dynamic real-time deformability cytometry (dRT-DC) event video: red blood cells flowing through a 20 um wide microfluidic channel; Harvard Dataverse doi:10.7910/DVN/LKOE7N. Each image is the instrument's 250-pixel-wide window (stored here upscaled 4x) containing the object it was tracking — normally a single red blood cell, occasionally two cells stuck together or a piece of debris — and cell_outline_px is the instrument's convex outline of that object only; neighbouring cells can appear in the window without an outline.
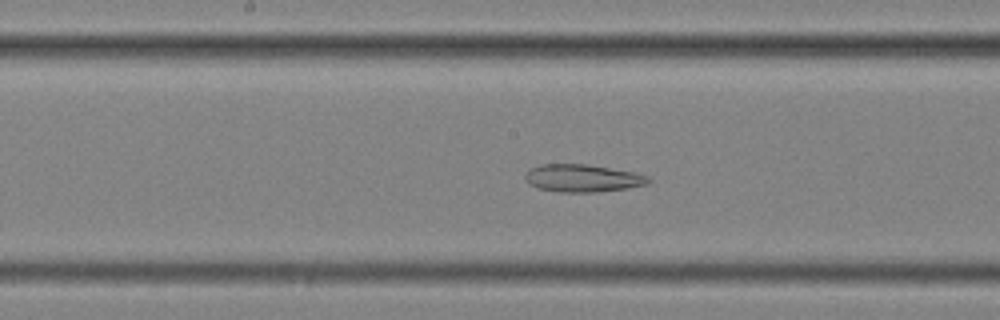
{"species": "common noctule bat (a hibernating species)", "species_latin": "Nyctalus noctula", "temperature_condition": "cold", "stored_images_in_passage": 44, "camera_frame_rate_fps": 3000, "um_per_image_px": 0.085, "animal": {"sex": "female", "body_mass_g": 25.1}, "frame": {"image": 1, "passage_image": 17, "time_ms": 5.333, "image_size_px": [1000, 320], "cell_outline_px": [[652, 180], [648, 184], [628, 188], [596, 192], [560, 192], [536, 188], [528, 184], [524, 180], [524, 176], [532, 168], [540, 164], [584, 164], [636, 172], [648, 176]], "centroid_in_image_um": [49.52, 15.15], "position_along_channel_um": 198.7, "area_um2": 19.94}}
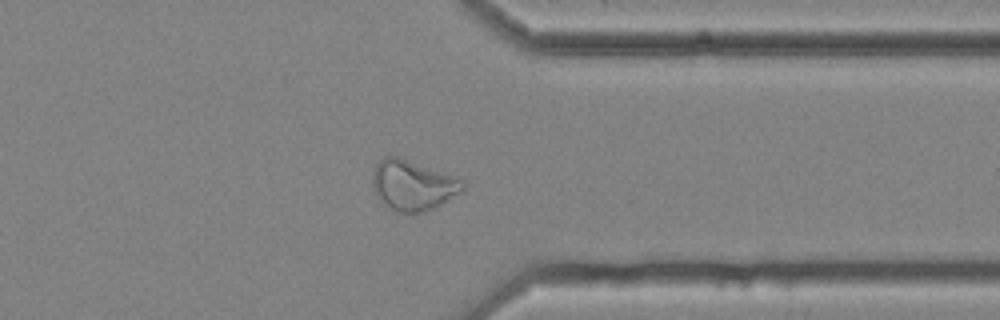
{"frame": {"image": 2, "passage_image": 32, "time_ms": 10.333, "image_size_px": [1000, 320], "cell_outline_px": [[464, 192], [424, 212], [412, 216], [396, 212], [384, 204], [380, 200], [372, 184], [372, 172], [376, 164], [384, 156], [400, 156], [460, 176], [464, 180]], "centroid_in_image_um": [35.14, 15.74], "position_along_channel_um": 376.3, "area_um2": 27.4}}
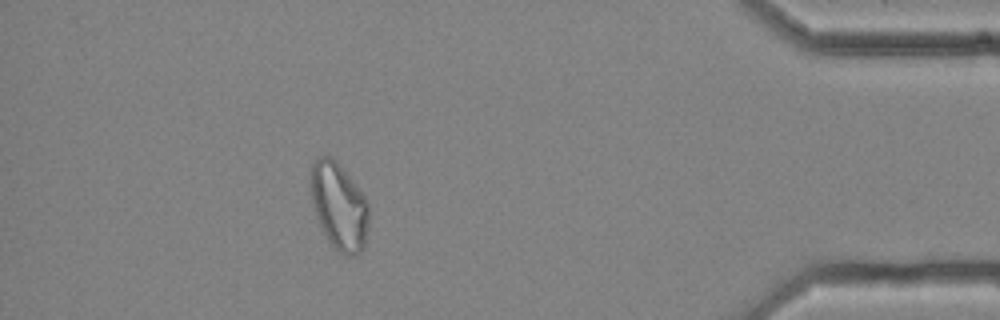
{"frame": {"image": 3, "passage_image": 38, "time_ms": 12.333, "image_size_px": [1000, 320], "cell_outline_px": [[368, 224], [364, 248], [356, 256], [344, 256], [328, 240], [316, 216], [308, 192], [308, 180], [312, 164], [320, 156], [328, 156], [336, 160], [368, 200]], "centroid_in_image_um": [28.78, 17.51], "position_along_channel_um": 406.4, "area_um2": 29.82}, "authors_computed_cell_mechanics": {"area_um2": 25.0274, "velocity_mm_per_s": 3.5924, "shape_relaxation_time_tau1_ms": null, "shape_relaxation_time_tau2_ms": 3.1754, "deformation_change_tau1": null, "deformation_change_tau2": 0.1131}}